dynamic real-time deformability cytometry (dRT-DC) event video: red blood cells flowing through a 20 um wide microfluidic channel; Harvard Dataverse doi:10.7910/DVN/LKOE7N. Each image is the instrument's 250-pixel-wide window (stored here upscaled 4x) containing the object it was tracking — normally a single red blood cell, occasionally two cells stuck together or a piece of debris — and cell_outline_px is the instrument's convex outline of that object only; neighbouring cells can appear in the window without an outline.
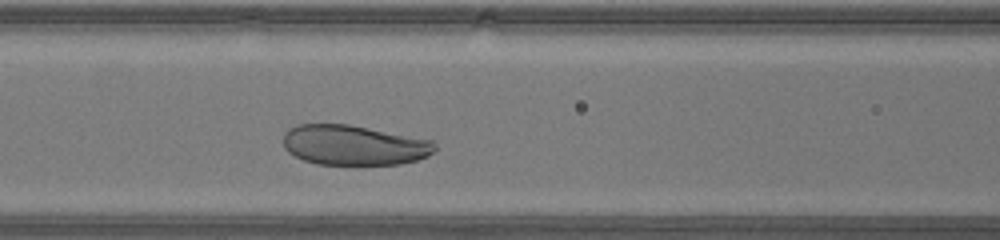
{"species": "human", "species_latin": "Homo sapiens", "temperature_condition": "warm", "stored_images_in_passage": 27, "camera_frame_rate_fps": 3000, "um_per_image_px": 0.085, "donor": {"sex": "male"}, "frame": {"image": 1, "passage_image": 10, "time_ms": 3.0, "image_size_px": [1000, 240], "cell_outline_px": [[436, 148], [428, 156], [416, 160], [400, 164], [356, 168], [316, 164], [304, 160], [288, 152], [284, 148], [284, 132], [288, 128], [296, 124], [348, 124], [432, 140], [436, 144]], "centroid_in_image_um": [30.07, 12.38], "position_along_channel_um": 136.5, "area_um2": 36.53}}
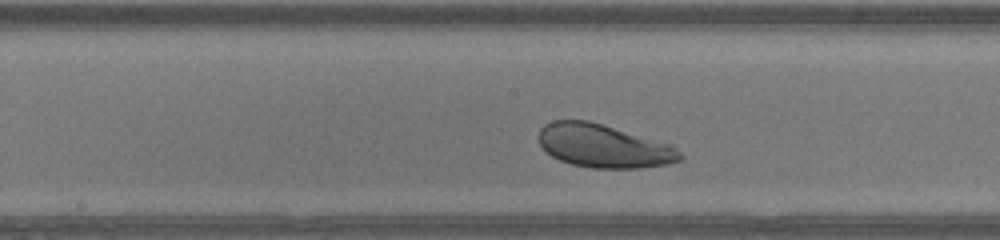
{"frame": {"image": 2, "passage_image": 14, "time_ms": 4.333, "image_size_px": [1000, 240], "cell_outline_px": [[684, 156], [680, 160], [664, 164], [640, 168], [592, 168], [572, 164], [560, 160], [552, 156], [540, 144], [540, 128], [544, 124], [552, 120], [588, 120], [668, 144], [680, 152]], "centroid_in_image_um": [51.27, 12.41], "position_along_channel_um": 196.9, "area_um2": 35.03}}
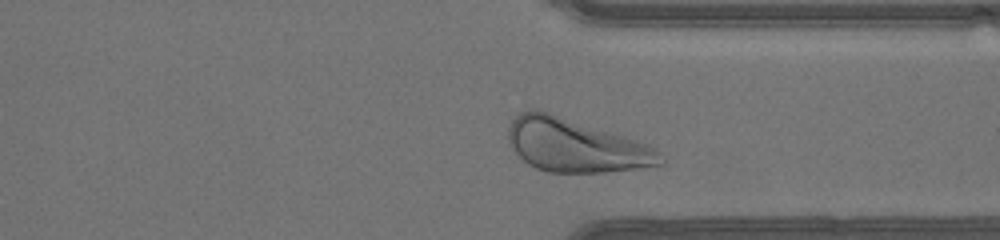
{"frame": {"image": 3, "passage_image": 25, "time_ms": 8.0, "image_size_px": [1000, 240], "cell_outline_px": [[664, 164], [636, 168], [604, 172], [548, 172], [536, 168], [528, 164], [508, 144], [508, 128], [512, 120], [520, 112], [548, 112], [656, 148], [660, 152], [664, 160]], "centroid_in_image_um": [48.88, 12.4], "position_along_channel_um": 362.5, "area_um2": 45.84}}